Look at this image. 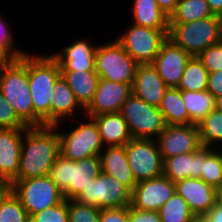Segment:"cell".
<instances>
[{
    "instance_id": "ac0fdd59",
    "label": "cell",
    "mask_w": 222,
    "mask_h": 222,
    "mask_svg": "<svg viewBox=\"0 0 222 222\" xmlns=\"http://www.w3.org/2000/svg\"><path fill=\"white\" fill-rule=\"evenodd\" d=\"M24 129L0 128V180H17Z\"/></svg>"
},
{
    "instance_id": "1f68e13d",
    "label": "cell",
    "mask_w": 222,
    "mask_h": 222,
    "mask_svg": "<svg viewBox=\"0 0 222 222\" xmlns=\"http://www.w3.org/2000/svg\"><path fill=\"white\" fill-rule=\"evenodd\" d=\"M202 147H210L213 143H222V113L212 110L198 124Z\"/></svg>"
},
{
    "instance_id": "e0dca14e",
    "label": "cell",
    "mask_w": 222,
    "mask_h": 222,
    "mask_svg": "<svg viewBox=\"0 0 222 222\" xmlns=\"http://www.w3.org/2000/svg\"><path fill=\"white\" fill-rule=\"evenodd\" d=\"M175 191L185 199L198 219L202 218L217 202V189L198 178L175 182Z\"/></svg>"
},
{
    "instance_id": "277c9868",
    "label": "cell",
    "mask_w": 222,
    "mask_h": 222,
    "mask_svg": "<svg viewBox=\"0 0 222 222\" xmlns=\"http://www.w3.org/2000/svg\"><path fill=\"white\" fill-rule=\"evenodd\" d=\"M101 173L99 155L73 161L59 154L49 177L67 200H74Z\"/></svg>"
},
{
    "instance_id": "8fae6325",
    "label": "cell",
    "mask_w": 222,
    "mask_h": 222,
    "mask_svg": "<svg viewBox=\"0 0 222 222\" xmlns=\"http://www.w3.org/2000/svg\"><path fill=\"white\" fill-rule=\"evenodd\" d=\"M89 123H83L70 132H58L60 154L73 161L100 155L103 143L95 121L89 117Z\"/></svg>"
},
{
    "instance_id": "ba28073f",
    "label": "cell",
    "mask_w": 222,
    "mask_h": 222,
    "mask_svg": "<svg viewBox=\"0 0 222 222\" xmlns=\"http://www.w3.org/2000/svg\"><path fill=\"white\" fill-rule=\"evenodd\" d=\"M120 113L127 122L132 138H157L166 126L159 107L146 103L133 93L122 105Z\"/></svg>"
},
{
    "instance_id": "8d00e7d4",
    "label": "cell",
    "mask_w": 222,
    "mask_h": 222,
    "mask_svg": "<svg viewBox=\"0 0 222 222\" xmlns=\"http://www.w3.org/2000/svg\"><path fill=\"white\" fill-rule=\"evenodd\" d=\"M197 57L208 72L222 70V40L203 50Z\"/></svg>"
},
{
    "instance_id": "603a6c76",
    "label": "cell",
    "mask_w": 222,
    "mask_h": 222,
    "mask_svg": "<svg viewBox=\"0 0 222 222\" xmlns=\"http://www.w3.org/2000/svg\"><path fill=\"white\" fill-rule=\"evenodd\" d=\"M90 118L97 124L104 146H122L132 139L127 122L120 112L105 113Z\"/></svg>"
},
{
    "instance_id": "83f0119b",
    "label": "cell",
    "mask_w": 222,
    "mask_h": 222,
    "mask_svg": "<svg viewBox=\"0 0 222 222\" xmlns=\"http://www.w3.org/2000/svg\"><path fill=\"white\" fill-rule=\"evenodd\" d=\"M181 97L190 117V125L198 124L215 109V97L207 90H181Z\"/></svg>"
},
{
    "instance_id": "8992f818",
    "label": "cell",
    "mask_w": 222,
    "mask_h": 222,
    "mask_svg": "<svg viewBox=\"0 0 222 222\" xmlns=\"http://www.w3.org/2000/svg\"><path fill=\"white\" fill-rule=\"evenodd\" d=\"M138 65L116 39L96 46L94 67L102 79L133 85Z\"/></svg>"
},
{
    "instance_id": "5b68a950",
    "label": "cell",
    "mask_w": 222,
    "mask_h": 222,
    "mask_svg": "<svg viewBox=\"0 0 222 222\" xmlns=\"http://www.w3.org/2000/svg\"><path fill=\"white\" fill-rule=\"evenodd\" d=\"M168 38L191 56L222 40V17L209 16L187 23H169Z\"/></svg>"
},
{
    "instance_id": "44dd1931",
    "label": "cell",
    "mask_w": 222,
    "mask_h": 222,
    "mask_svg": "<svg viewBox=\"0 0 222 222\" xmlns=\"http://www.w3.org/2000/svg\"><path fill=\"white\" fill-rule=\"evenodd\" d=\"M107 150L100 152L101 172L116 178L131 191L137 184L134 174L129 166L125 145L105 146Z\"/></svg>"
},
{
    "instance_id": "7a4b0ae2",
    "label": "cell",
    "mask_w": 222,
    "mask_h": 222,
    "mask_svg": "<svg viewBox=\"0 0 222 222\" xmlns=\"http://www.w3.org/2000/svg\"><path fill=\"white\" fill-rule=\"evenodd\" d=\"M29 88L33 104V127L50 125L51 95L61 76L58 61L51 55L27 54Z\"/></svg>"
},
{
    "instance_id": "836d02e7",
    "label": "cell",
    "mask_w": 222,
    "mask_h": 222,
    "mask_svg": "<svg viewBox=\"0 0 222 222\" xmlns=\"http://www.w3.org/2000/svg\"><path fill=\"white\" fill-rule=\"evenodd\" d=\"M19 198L10 190L0 202V222H29Z\"/></svg>"
},
{
    "instance_id": "f35d334b",
    "label": "cell",
    "mask_w": 222,
    "mask_h": 222,
    "mask_svg": "<svg viewBox=\"0 0 222 222\" xmlns=\"http://www.w3.org/2000/svg\"><path fill=\"white\" fill-rule=\"evenodd\" d=\"M14 37L7 24L1 18L0 13V48L6 51L12 58H19L26 54L24 51L14 48Z\"/></svg>"
},
{
    "instance_id": "30bf717a",
    "label": "cell",
    "mask_w": 222,
    "mask_h": 222,
    "mask_svg": "<svg viewBox=\"0 0 222 222\" xmlns=\"http://www.w3.org/2000/svg\"><path fill=\"white\" fill-rule=\"evenodd\" d=\"M168 33L133 24L116 40L138 64H153Z\"/></svg>"
},
{
    "instance_id": "c3c4849f",
    "label": "cell",
    "mask_w": 222,
    "mask_h": 222,
    "mask_svg": "<svg viewBox=\"0 0 222 222\" xmlns=\"http://www.w3.org/2000/svg\"><path fill=\"white\" fill-rule=\"evenodd\" d=\"M215 109L222 113V95L215 98Z\"/></svg>"
},
{
    "instance_id": "5bb4252c",
    "label": "cell",
    "mask_w": 222,
    "mask_h": 222,
    "mask_svg": "<svg viewBox=\"0 0 222 222\" xmlns=\"http://www.w3.org/2000/svg\"><path fill=\"white\" fill-rule=\"evenodd\" d=\"M175 192V183L164 175L142 180L132 190L131 206L138 210L158 212Z\"/></svg>"
},
{
    "instance_id": "ab89813d",
    "label": "cell",
    "mask_w": 222,
    "mask_h": 222,
    "mask_svg": "<svg viewBox=\"0 0 222 222\" xmlns=\"http://www.w3.org/2000/svg\"><path fill=\"white\" fill-rule=\"evenodd\" d=\"M99 222H129V206L101 209Z\"/></svg>"
},
{
    "instance_id": "d6a6232c",
    "label": "cell",
    "mask_w": 222,
    "mask_h": 222,
    "mask_svg": "<svg viewBox=\"0 0 222 222\" xmlns=\"http://www.w3.org/2000/svg\"><path fill=\"white\" fill-rule=\"evenodd\" d=\"M217 148L205 147V162L200 179L219 189L222 187V156Z\"/></svg>"
},
{
    "instance_id": "7402d4cb",
    "label": "cell",
    "mask_w": 222,
    "mask_h": 222,
    "mask_svg": "<svg viewBox=\"0 0 222 222\" xmlns=\"http://www.w3.org/2000/svg\"><path fill=\"white\" fill-rule=\"evenodd\" d=\"M96 47L86 41H76L52 56L58 61L61 71L95 70Z\"/></svg>"
},
{
    "instance_id": "60d3db41",
    "label": "cell",
    "mask_w": 222,
    "mask_h": 222,
    "mask_svg": "<svg viewBox=\"0 0 222 222\" xmlns=\"http://www.w3.org/2000/svg\"><path fill=\"white\" fill-rule=\"evenodd\" d=\"M129 222H162L159 212L150 210H138L129 206Z\"/></svg>"
},
{
    "instance_id": "3957f363",
    "label": "cell",
    "mask_w": 222,
    "mask_h": 222,
    "mask_svg": "<svg viewBox=\"0 0 222 222\" xmlns=\"http://www.w3.org/2000/svg\"><path fill=\"white\" fill-rule=\"evenodd\" d=\"M0 91L10 103L17 117L33 127V104L27 71V52L13 58L0 72Z\"/></svg>"
},
{
    "instance_id": "f1b7e54d",
    "label": "cell",
    "mask_w": 222,
    "mask_h": 222,
    "mask_svg": "<svg viewBox=\"0 0 222 222\" xmlns=\"http://www.w3.org/2000/svg\"><path fill=\"white\" fill-rule=\"evenodd\" d=\"M209 16H217L210 10L206 0H179L175 11L169 17V23H187Z\"/></svg>"
},
{
    "instance_id": "e575fe53",
    "label": "cell",
    "mask_w": 222,
    "mask_h": 222,
    "mask_svg": "<svg viewBox=\"0 0 222 222\" xmlns=\"http://www.w3.org/2000/svg\"><path fill=\"white\" fill-rule=\"evenodd\" d=\"M68 222H99L100 208L67 200Z\"/></svg>"
},
{
    "instance_id": "bcb514c9",
    "label": "cell",
    "mask_w": 222,
    "mask_h": 222,
    "mask_svg": "<svg viewBox=\"0 0 222 222\" xmlns=\"http://www.w3.org/2000/svg\"><path fill=\"white\" fill-rule=\"evenodd\" d=\"M13 58L3 49L0 48V72Z\"/></svg>"
},
{
    "instance_id": "cb8c5ba5",
    "label": "cell",
    "mask_w": 222,
    "mask_h": 222,
    "mask_svg": "<svg viewBox=\"0 0 222 222\" xmlns=\"http://www.w3.org/2000/svg\"><path fill=\"white\" fill-rule=\"evenodd\" d=\"M50 106V125L60 124L63 118L69 117L74 114L76 107L84 108L76 100L74 93L69 88L66 80L61 75L57 80L53 88L51 95Z\"/></svg>"
},
{
    "instance_id": "6da1fadb",
    "label": "cell",
    "mask_w": 222,
    "mask_h": 222,
    "mask_svg": "<svg viewBox=\"0 0 222 222\" xmlns=\"http://www.w3.org/2000/svg\"><path fill=\"white\" fill-rule=\"evenodd\" d=\"M57 128L58 125H45L24 129L17 179L49 175L60 154Z\"/></svg>"
},
{
    "instance_id": "484cf974",
    "label": "cell",
    "mask_w": 222,
    "mask_h": 222,
    "mask_svg": "<svg viewBox=\"0 0 222 222\" xmlns=\"http://www.w3.org/2000/svg\"><path fill=\"white\" fill-rule=\"evenodd\" d=\"M135 25L156 30H169V17L159 8L156 0H134Z\"/></svg>"
},
{
    "instance_id": "ee69618b",
    "label": "cell",
    "mask_w": 222,
    "mask_h": 222,
    "mask_svg": "<svg viewBox=\"0 0 222 222\" xmlns=\"http://www.w3.org/2000/svg\"><path fill=\"white\" fill-rule=\"evenodd\" d=\"M179 0H156L159 8L170 17L171 14L175 11L177 3Z\"/></svg>"
},
{
    "instance_id": "d4e9b609",
    "label": "cell",
    "mask_w": 222,
    "mask_h": 222,
    "mask_svg": "<svg viewBox=\"0 0 222 222\" xmlns=\"http://www.w3.org/2000/svg\"><path fill=\"white\" fill-rule=\"evenodd\" d=\"M76 100L85 109L94 97L100 77L95 70L61 71Z\"/></svg>"
},
{
    "instance_id": "74e56055",
    "label": "cell",
    "mask_w": 222,
    "mask_h": 222,
    "mask_svg": "<svg viewBox=\"0 0 222 222\" xmlns=\"http://www.w3.org/2000/svg\"><path fill=\"white\" fill-rule=\"evenodd\" d=\"M0 128L5 129H25L27 126L17 117L14 109L6 101L0 91Z\"/></svg>"
},
{
    "instance_id": "681fc988",
    "label": "cell",
    "mask_w": 222,
    "mask_h": 222,
    "mask_svg": "<svg viewBox=\"0 0 222 222\" xmlns=\"http://www.w3.org/2000/svg\"><path fill=\"white\" fill-rule=\"evenodd\" d=\"M217 202L222 205V187L217 189Z\"/></svg>"
},
{
    "instance_id": "7bdbcfd3",
    "label": "cell",
    "mask_w": 222,
    "mask_h": 222,
    "mask_svg": "<svg viewBox=\"0 0 222 222\" xmlns=\"http://www.w3.org/2000/svg\"><path fill=\"white\" fill-rule=\"evenodd\" d=\"M200 220L202 222H222V205L216 202Z\"/></svg>"
},
{
    "instance_id": "d6986e66",
    "label": "cell",
    "mask_w": 222,
    "mask_h": 222,
    "mask_svg": "<svg viewBox=\"0 0 222 222\" xmlns=\"http://www.w3.org/2000/svg\"><path fill=\"white\" fill-rule=\"evenodd\" d=\"M168 89L153 64H139L132 93L146 103L159 107Z\"/></svg>"
},
{
    "instance_id": "d590c367",
    "label": "cell",
    "mask_w": 222,
    "mask_h": 222,
    "mask_svg": "<svg viewBox=\"0 0 222 222\" xmlns=\"http://www.w3.org/2000/svg\"><path fill=\"white\" fill-rule=\"evenodd\" d=\"M29 222H68L67 199L31 215Z\"/></svg>"
},
{
    "instance_id": "4dcf8cb0",
    "label": "cell",
    "mask_w": 222,
    "mask_h": 222,
    "mask_svg": "<svg viewBox=\"0 0 222 222\" xmlns=\"http://www.w3.org/2000/svg\"><path fill=\"white\" fill-rule=\"evenodd\" d=\"M158 212L162 222H196L198 220L185 199L176 192Z\"/></svg>"
},
{
    "instance_id": "9c48e42d",
    "label": "cell",
    "mask_w": 222,
    "mask_h": 222,
    "mask_svg": "<svg viewBox=\"0 0 222 222\" xmlns=\"http://www.w3.org/2000/svg\"><path fill=\"white\" fill-rule=\"evenodd\" d=\"M131 194L126 185L101 172L74 200L100 209L122 208L131 205Z\"/></svg>"
},
{
    "instance_id": "ffe728a7",
    "label": "cell",
    "mask_w": 222,
    "mask_h": 222,
    "mask_svg": "<svg viewBox=\"0 0 222 222\" xmlns=\"http://www.w3.org/2000/svg\"><path fill=\"white\" fill-rule=\"evenodd\" d=\"M203 162H205V147L193 153L169 157L164 160L163 175L174 183L187 178L200 179Z\"/></svg>"
},
{
    "instance_id": "9a60e30c",
    "label": "cell",
    "mask_w": 222,
    "mask_h": 222,
    "mask_svg": "<svg viewBox=\"0 0 222 222\" xmlns=\"http://www.w3.org/2000/svg\"><path fill=\"white\" fill-rule=\"evenodd\" d=\"M132 94V85L100 78L94 97L84 109L85 117L120 112L122 105Z\"/></svg>"
},
{
    "instance_id": "52a82bcc",
    "label": "cell",
    "mask_w": 222,
    "mask_h": 222,
    "mask_svg": "<svg viewBox=\"0 0 222 222\" xmlns=\"http://www.w3.org/2000/svg\"><path fill=\"white\" fill-rule=\"evenodd\" d=\"M11 190L19 198L29 217L65 199L62 191L48 175L17 179L11 184Z\"/></svg>"
},
{
    "instance_id": "7c38bea8",
    "label": "cell",
    "mask_w": 222,
    "mask_h": 222,
    "mask_svg": "<svg viewBox=\"0 0 222 222\" xmlns=\"http://www.w3.org/2000/svg\"><path fill=\"white\" fill-rule=\"evenodd\" d=\"M125 149L136 182L163 175L164 161L156 139L132 138Z\"/></svg>"
},
{
    "instance_id": "f6af8a7d",
    "label": "cell",
    "mask_w": 222,
    "mask_h": 222,
    "mask_svg": "<svg viewBox=\"0 0 222 222\" xmlns=\"http://www.w3.org/2000/svg\"><path fill=\"white\" fill-rule=\"evenodd\" d=\"M214 15L222 17V0H206Z\"/></svg>"
},
{
    "instance_id": "7dc6e473",
    "label": "cell",
    "mask_w": 222,
    "mask_h": 222,
    "mask_svg": "<svg viewBox=\"0 0 222 222\" xmlns=\"http://www.w3.org/2000/svg\"><path fill=\"white\" fill-rule=\"evenodd\" d=\"M11 190V185L5 181L0 180V202L3 197Z\"/></svg>"
},
{
    "instance_id": "4fadbf2b",
    "label": "cell",
    "mask_w": 222,
    "mask_h": 222,
    "mask_svg": "<svg viewBox=\"0 0 222 222\" xmlns=\"http://www.w3.org/2000/svg\"><path fill=\"white\" fill-rule=\"evenodd\" d=\"M162 155L163 161L166 158L193 153L202 146L197 124L191 125H168L155 138Z\"/></svg>"
},
{
    "instance_id": "4316f807",
    "label": "cell",
    "mask_w": 222,
    "mask_h": 222,
    "mask_svg": "<svg viewBox=\"0 0 222 222\" xmlns=\"http://www.w3.org/2000/svg\"><path fill=\"white\" fill-rule=\"evenodd\" d=\"M159 110L168 125H190V117L178 88H168L165 91Z\"/></svg>"
},
{
    "instance_id": "b9f144b4",
    "label": "cell",
    "mask_w": 222,
    "mask_h": 222,
    "mask_svg": "<svg viewBox=\"0 0 222 222\" xmlns=\"http://www.w3.org/2000/svg\"><path fill=\"white\" fill-rule=\"evenodd\" d=\"M207 91L215 98L222 95V70L209 72Z\"/></svg>"
},
{
    "instance_id": "2e32d148",
    "label": "cell",
    "mask_w": 222,
    "mask_h": 222,
    "mask_svg": "<svg viewBox=\"0 0 222 222\" xmlns=\"http://www.w3.org/2000/svg\"><path fill=\"white\" fill-rule=\"evenodd\" d=\"M191 57L182 47L167 38L161 45L153 65L168 88H177Z\"/></svg>"
},
{
    "instance_id": "f546056e",
    "label": "cell",
    "mask_w": 222,
    "mask_h": 222,
    "mask_svg": "<svg viewBox=\"0 0 222 222\" xmlns=\"http://www.w3.org/2000/svg\"><path fill=\"white\" fill-rule=\"evenodd\" d=\"M209 72L197 56H192L185 66L178 89L185 91H205Z\"/></svg>"
}]
</instances>
